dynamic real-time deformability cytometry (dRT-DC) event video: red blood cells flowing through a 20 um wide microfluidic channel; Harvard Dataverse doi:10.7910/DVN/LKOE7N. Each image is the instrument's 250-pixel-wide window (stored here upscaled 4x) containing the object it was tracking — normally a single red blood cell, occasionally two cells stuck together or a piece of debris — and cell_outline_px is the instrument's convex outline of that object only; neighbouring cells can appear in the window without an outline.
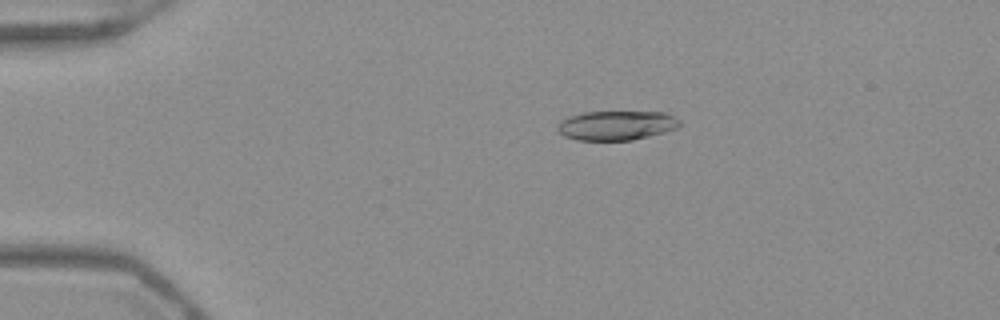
{"species": "Egyptian fruit bat (a non-hibernating species)", "species_latin": "Rousettus aegyptiacus", "temperature_condition": "warm", "stored_images_in_passage": 46, "camera_frame_rate_fps": 3000, "um_per_image_px": 0.085, "frame": {"image": 1, "passage_image": 6, "time_ms": 1.667, "image_size_px": [1000, 320], "cell_outline_px": [[680, 124], [676, 128], [664, 132], [632, 140], [576, 140], [564, 136], [556, 128], [556, 124], [560, 120], [568, 116], [584, 112], [664, 112], [680, 120]], "centroid_in_image_um": [52.34, 10.66], "position_along_channel_um": 32.7, "area_um2": 20.92}}
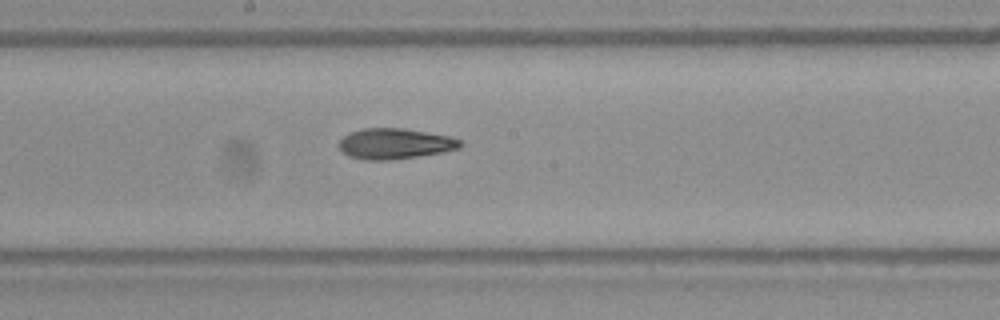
{"frame": {"image": 2, "passage_image": 24, "time_ms": 7.667, "image_size_px": [1000, 320], "cell_outline_px": [[464, 144], [460, 148], [444, 152], [388, 160], [364, 160], [348, 156], [336, 144], [348, 132], [364, 128], [404, 128], [452, 136], [460, 140]], "centroid_in_image_um": [33.57, 12.2], "position_along_channel_um": 214.6, "area_um2": 21.85}}
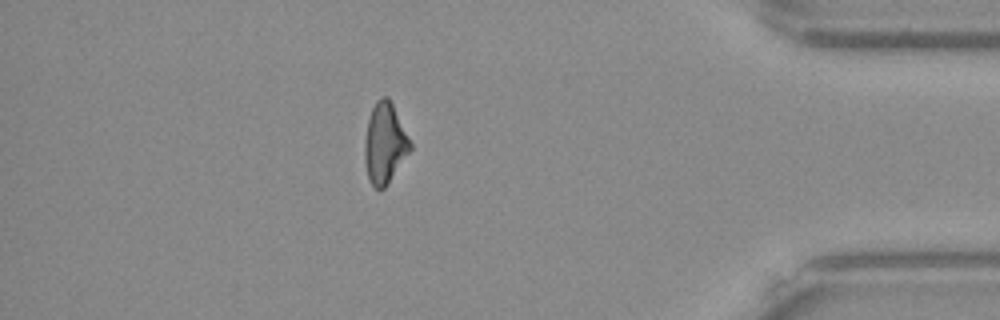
{"frame": {"image": 3, "passage_image": 41, "time_ms": 13.333, "image_size_px": [1000, 320], "cell_outline_px": [[412, 148], [388, 184], [384, 188], [376, 188], [372, 184], [368, 176], [364, 160], [364, 140], [368, 120], [372, 108], [376, 100], [380, 96], [388, 96], [412, 144]], "centroid_in_image_um": [32.69, 12.17], "position_along_channel_um": 402.5, "area_um2": 21.21}, "authors_computed_cell_mechanics": {"area_um2": 21.7906, "velocity_mm_per_s": 3.9653, "shape_relaxation_time_tau1_ms": null, "shape_relaxation_time_tau2_ms": 3.3568, "deformation_change_tau1": null, "deformation_change_tau2": 0.1186}}